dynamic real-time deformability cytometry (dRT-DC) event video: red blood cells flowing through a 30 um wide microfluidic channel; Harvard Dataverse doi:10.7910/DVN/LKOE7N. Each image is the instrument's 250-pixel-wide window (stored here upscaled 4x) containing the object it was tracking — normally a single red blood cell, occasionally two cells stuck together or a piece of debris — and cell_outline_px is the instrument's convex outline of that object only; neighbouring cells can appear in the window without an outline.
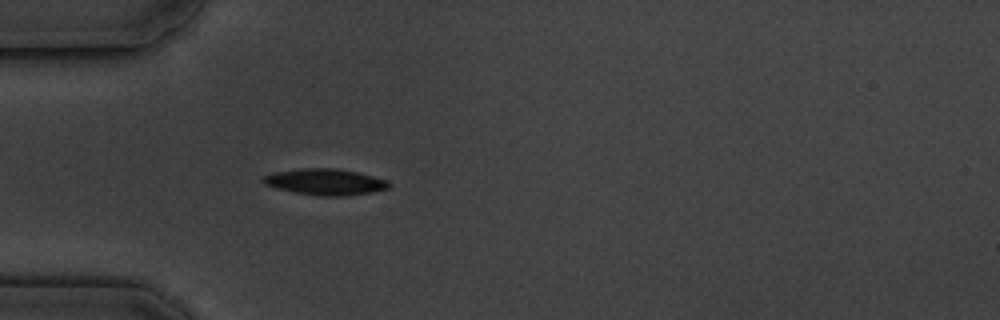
{"species": "common noctule bat (a hibernating species)", "species_latin": "Nyctalus noctula", "temperature_condition": "cold", "stored_images_in_passage": 4, "camera_frame_rate_fps": 3000, "um_per_image_px": 0.085, "animal": {"sex": "male", "body_mass_g": 19.5, "forearm_length_mm": 54.6}, "frame": {"image": 1, "passage_image": 4, "time_ms": 3.333, "image_size_px": [1000, 320], "cell_outline_px": [[392, 184], [388, 188], [372, 192], [344, 196], [316, 196], [276, 188], [264, 184], [260, 180], [264, 176], [276, 172], [300, 168], [336, 168], [356, 172], [372, 176], [384, 180]], "centroid_in_image_um": [27.62, 15.46], "position_along_channel_um": 57.4, "area_um2": 19.07}}